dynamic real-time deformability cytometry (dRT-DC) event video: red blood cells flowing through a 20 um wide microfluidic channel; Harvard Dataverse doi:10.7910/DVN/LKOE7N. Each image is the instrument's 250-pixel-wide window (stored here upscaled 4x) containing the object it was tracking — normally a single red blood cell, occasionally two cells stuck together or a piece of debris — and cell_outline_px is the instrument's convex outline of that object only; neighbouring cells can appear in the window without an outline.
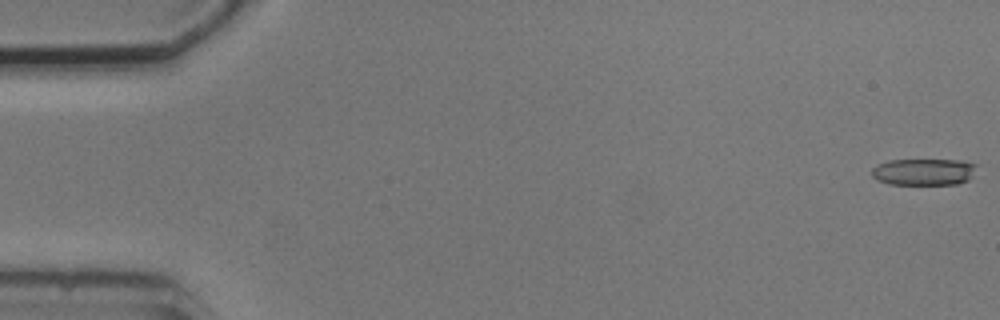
{"species": "common noctule bat (a hibernating species)", "species_latin": "Nyctalus noctula", "temperature_condition": "cold", "stored_images_in_passage": 4, "camera_frame_rate_fps": 3000, "um_per_image_px": 0.085, "animal": {"sex": "male", "body_mass_g": 20.5, "forearm_length_mm": 52.5}, "frame": {"image": 1, "passage_image": 1, "time_ms": 0.0, "image_size_px": [1000, 320], "cell_outline_px": [[980, 164], [972, 176], [968, 180], [956, 184], [888, 184], [876, 180], [872, 176], [872, 168], [888, 160], [960, 160]], "centroid_in_image_um": [78.56, 14.6], "position_along_channel_um": 6.4, "area_um2": 16.47}}